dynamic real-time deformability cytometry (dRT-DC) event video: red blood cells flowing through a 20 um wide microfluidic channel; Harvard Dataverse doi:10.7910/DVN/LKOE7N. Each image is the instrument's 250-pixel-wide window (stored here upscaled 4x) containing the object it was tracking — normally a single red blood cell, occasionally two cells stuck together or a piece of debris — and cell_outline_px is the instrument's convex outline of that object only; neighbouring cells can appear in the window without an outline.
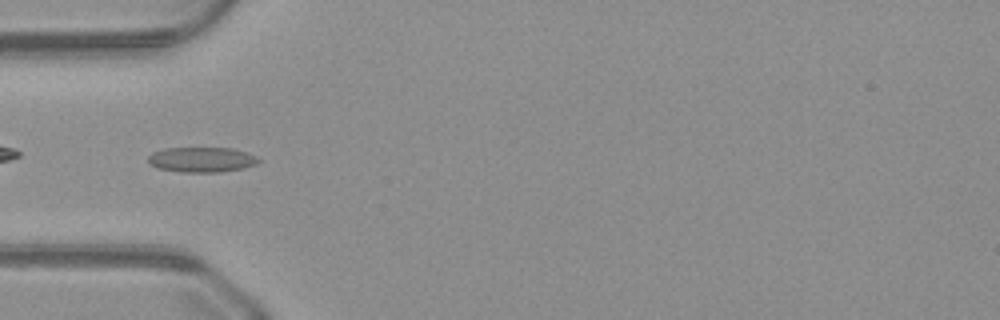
{"species": "common noctule bat (a hibernating species)", "species_latin": "Nyctalus noctula", "temperature_condition": "warm", "stored_images_in_passage": 42, "camera_frame_rate_fps": 3000, "um_per_image_px": 0.085, "animal": {"sex": "male", "body_mass_g": 23.1, "forearm_length_mm": 52.7}, "frame": {"image": 1, "passage_image": 8, "time_ms": 2.333, "image_size_px": [1000, 320], "cell_outline_px": [[260, 160], [256, 164], [244, 168], [220, 172], [180, 172], [156, 168], [148, 164], [148, 156], [152, 152], [164, 148], [232, 148], [248, 152], [256, 156]], "centroid_in_image_um": [17.12, 13.57], "position_along_channel_um": 67.9, "area_um2": 16.36}}
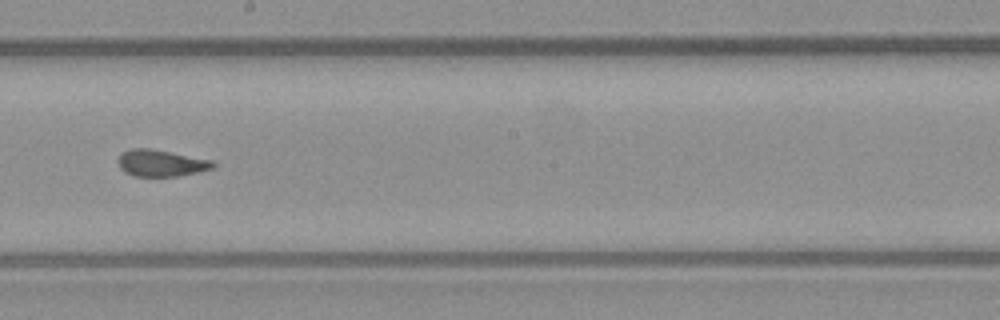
{"frame": {"image": 2, "passage_image": 20, "time_ms": 6.333, "image_size_px": [1000, 320], "cell_outline_px": [[216, 164], [212, 168], [196, 172], [176, 176], [132, 176], [124, 172], [120, 168], [116, 160], [124, 152], [132, 148], [152, 148], [212, 160]], "centroid_in_image_um": [13.65, 13.86], "position_along_channel_um": 234.5, "area_um2": 14.74}}
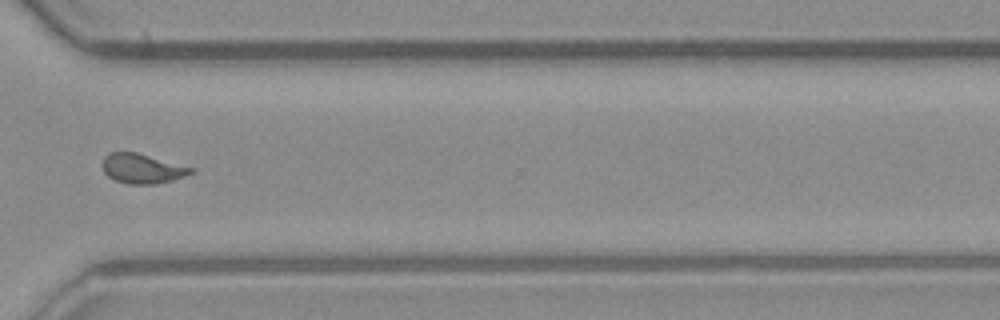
{"frame": {"image": 3, "passage_image": 29, "time_ms": 9.333, "image_size_px": [1000, 320], "cell_outline_px": [[196, 168], [192, 172], [184, 176], [172, 180], [152, 184], [128, 184], [116, 180], [108, 176], [104, 172], [104, 156], [108, 152], [136, 152]], "centroid_in_image_um": [12.1, 14.32], "position_along_channel_um": 358.5, "area_um2": 15.14}}